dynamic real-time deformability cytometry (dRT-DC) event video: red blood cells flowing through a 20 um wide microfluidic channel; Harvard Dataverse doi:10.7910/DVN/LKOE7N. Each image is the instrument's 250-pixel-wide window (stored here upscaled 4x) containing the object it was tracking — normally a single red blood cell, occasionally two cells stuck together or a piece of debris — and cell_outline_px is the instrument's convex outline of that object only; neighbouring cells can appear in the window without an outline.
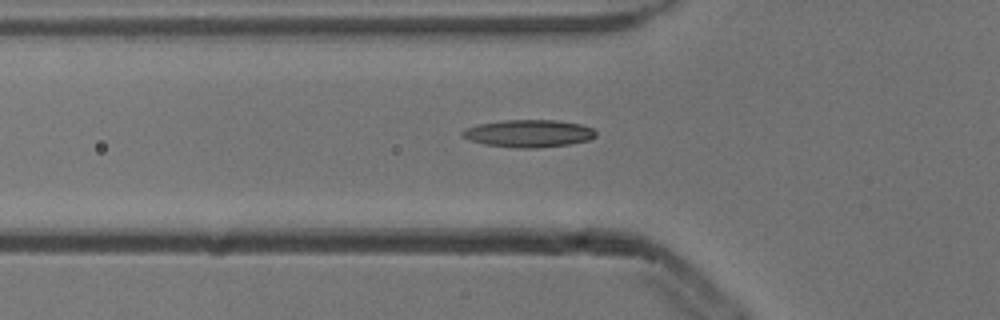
{"species": "common noctule bat (a hibernating species)", "species_latin": "Nyctalus noctula", "temperature_condition": "cold", "stored_images_in_passage": 5, "camera_frame_rate_fps": 3000, "um_per_image_px": 0.085, "animal": {"sex": "male", "body_mass_g": 13.3}, "frame": {"image": 1, "passage_image": 5, "time_ms": 1.333, "image_size_px": [1000, 320], "cell_outline_px": [[596, 136], [588, 140], [568, 144], [536, 148], [520, 148], [484, 144], [468, 140], [460, 136], [460, 132], [464, 128], [476, 124], [500, 120], [556, 120], [580, 124], [592, 128], [596, 132]], "centroid_in_image_um": [44.86, 11.33], "position_along_channel_um": 80.9, "area_um2": 21.5}}